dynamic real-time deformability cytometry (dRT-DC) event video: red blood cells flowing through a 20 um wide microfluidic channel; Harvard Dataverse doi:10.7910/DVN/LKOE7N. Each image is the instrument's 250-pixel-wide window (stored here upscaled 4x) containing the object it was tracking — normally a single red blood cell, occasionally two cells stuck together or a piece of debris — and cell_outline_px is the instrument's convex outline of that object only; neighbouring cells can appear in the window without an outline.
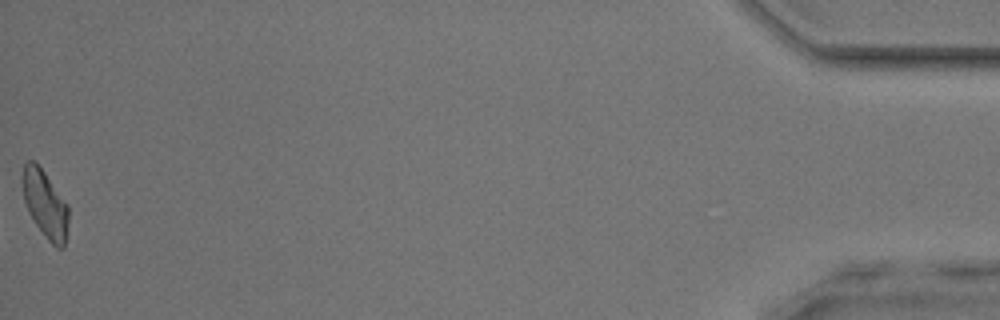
{"species": "common noctule bat (a hibernating species)", "species_latin": "Nyctalus noctula", "temperature_condition": "room temperature", "stored_images_in_passage": 39, "camera_frame_rate_fps": 3000, "um_per_image_px": 0.085, "animal": {"sex": "male", "body_mass_g": 17.9, "forearm_length_mm": 54.2}, "frame": {"image": 1, "passage_image": 39, "time_ms": 12.667, "image_size_px": [1000, 320], "cell_outline_px": [[68, 220], [64, 248], [56, 248], [48, 240], [36, 224], [28, 212], [24, 200], [20, 176], [24, 160], [32, 160], [44, 172], [68, 204]], "centroid_in_image_um": [3.8, 17.31], "position_along_channel_um": 431.4, "area_um2": 18.21}, "authors_computed_cell_mechanics": {"area_um2": 18.5538, "velocity_mm_per_s": 4.1444, "shape_relaxation_time_tau1_ms": null, "shape_relaxation_time_tau2_ms": 4.8703, "deformation_change_tau1": null, "deformation_change_tau2": 0.1586}}